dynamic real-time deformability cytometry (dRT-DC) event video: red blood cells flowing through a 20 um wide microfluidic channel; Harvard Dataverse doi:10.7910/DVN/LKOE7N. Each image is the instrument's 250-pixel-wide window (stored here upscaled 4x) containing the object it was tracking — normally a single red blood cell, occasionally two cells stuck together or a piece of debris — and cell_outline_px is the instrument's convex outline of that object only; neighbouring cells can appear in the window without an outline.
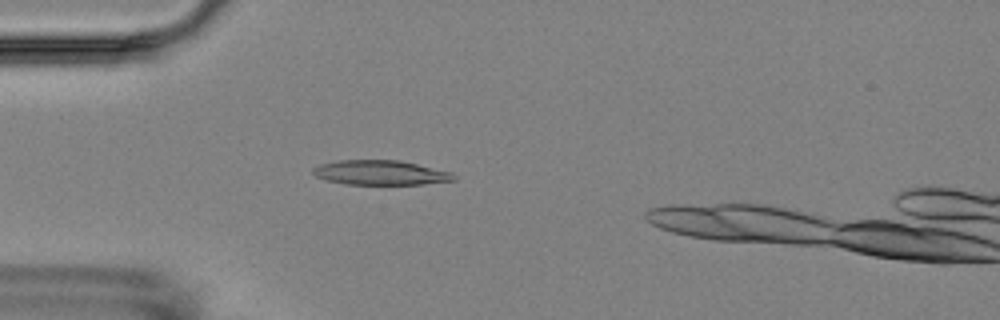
{"species": "Egyptian fruit bat (a non-hibernating species)", "species_latin": "Rousettus aegyptiacus", "temperature_condition": "room temperature", "stored_images_in_passage": 4, "camera_frame_rate_fps": 3000, "um_per_image_px": 0.085, "animal": {"sex": "female"}, "frame": {"image": 1, "passage_image": 4, "time_ms": 3.333, "image_size_px": [1000, 320], "cell_outline_px": [[456, 180], [424, 184], [344, 184], [328, 180], [316, 176], [312, 172], [312, 168], [320, 164], [340, 160], [400, 160], [452, 172], [456, 176]], "centroid_in_image_um": [32.36, 14.67], "position_along_channel_um": 52.6, "area_um2": 20.17}}